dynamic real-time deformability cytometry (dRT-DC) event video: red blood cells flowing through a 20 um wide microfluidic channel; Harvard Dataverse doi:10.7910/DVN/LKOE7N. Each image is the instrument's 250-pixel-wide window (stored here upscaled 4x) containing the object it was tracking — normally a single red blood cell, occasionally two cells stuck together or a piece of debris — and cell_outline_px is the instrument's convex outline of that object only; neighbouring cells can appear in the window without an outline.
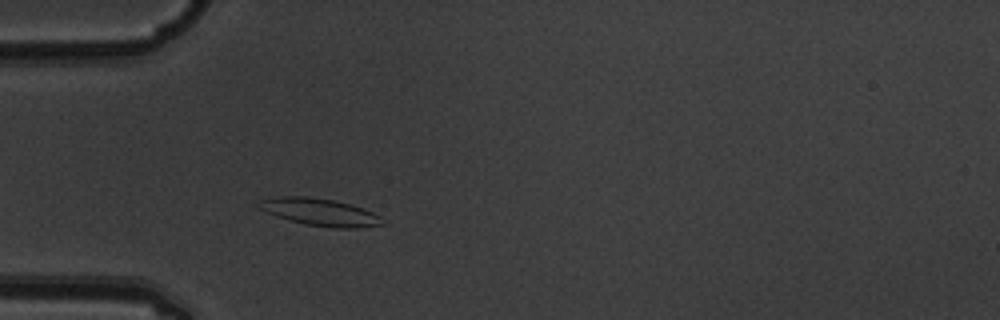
{"species": "common noctule bat (a hibernating species)", "species_latin": "Nyctalus noctula", "temperature_condition": "warm", "stored_images_in_passage": 2, "camera_frame_rate_fps": 3000, "um_per_image_px": 0.085, "animal": {"sex": "male", "body_mass_g": 19.5, "forearm_length_mm": 54.6}, "frame": {"image": 1, "passage_image": 2, "time_ms": 0.333, "image_size_px": [1000, 320], "cell_outline_px": [[384, 224], [360, 228], [336, 228], [304, 224], [288, 220], [276, 216], [260, 208], [260, 200], [276, 196], [308, 196], [332, 200], [364, 208], [380, 216]], "centroid_in_image_um": [27.21, 18.03], "position_along_channel_um": 57.8, "area_um2": 19.48}}